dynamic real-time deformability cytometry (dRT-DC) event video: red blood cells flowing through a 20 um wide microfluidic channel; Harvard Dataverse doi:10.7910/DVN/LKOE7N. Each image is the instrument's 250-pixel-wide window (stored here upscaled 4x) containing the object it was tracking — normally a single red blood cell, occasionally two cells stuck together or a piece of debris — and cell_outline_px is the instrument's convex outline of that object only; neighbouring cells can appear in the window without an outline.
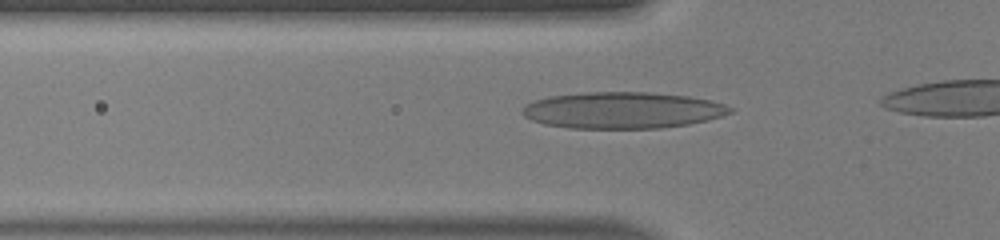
{"species": "human", "species_latin": "Homo sapiens", "temperature_condition": "warm", "stored_images_in_passage": 17, "camera_frame_rate_fps": 3000, "um_per_image_px": 0.085, "donor": {"sex": "male"}, "frame": {"image": 1, "passage_image": 6, "time_ms": 1.667, "image_size_px": [1000, 240], "cell_outline_px": [[736, 108], [732, 112], [708, 120], [688, 124], [660, 128], [568, 128], [544, 124], [532, 120], [524, 116], [520, 112], [520, 108], [524, 104], [548, 96], [584, 92], [652, 92], [688, 96], [708, 100], [724, 104]], "centroid_in_image_um": [52.88, 9.36], "position_along_channel_um": 72.9, "area_um2": 44.39}}
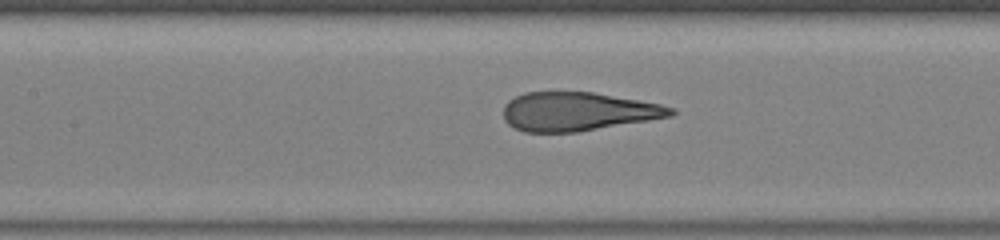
{"frame": {"image": 2, "passage_image": 12, "time_ms": 3.667, "image_size_px": [1000, 240], "cell_outline_px": [[676, 112], [672, 116], [576, 132], [524, 132], [512, 128], [504, 120], [504, 104], [508, 100], [524, 92], [592, 92], [660, 104], [676, 108]], "centroid_in_image_um": [49.07, 9.48], "position_along_channel_um": 158.3, "area_um2": 37.69}}
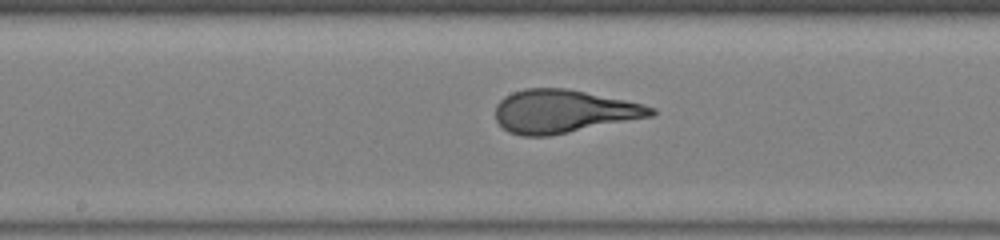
{"frame": {"image": 3, "passage_image": 15, "time_ms": 4.667, "image_size_px": [1000, 240], "cell_outline_px": [[656, 112], [652, 116], [548, 136], [520, 136], [508, 132], [496, 120], [496, 104], [504, 96], [512, 92], [524, 88], [564, 88], [644, 104], [656, 108]], "centroid_in_image_um": [47.86, 9.46], "position_along_channel_um": 200.3, "area_um2": 38.9}}